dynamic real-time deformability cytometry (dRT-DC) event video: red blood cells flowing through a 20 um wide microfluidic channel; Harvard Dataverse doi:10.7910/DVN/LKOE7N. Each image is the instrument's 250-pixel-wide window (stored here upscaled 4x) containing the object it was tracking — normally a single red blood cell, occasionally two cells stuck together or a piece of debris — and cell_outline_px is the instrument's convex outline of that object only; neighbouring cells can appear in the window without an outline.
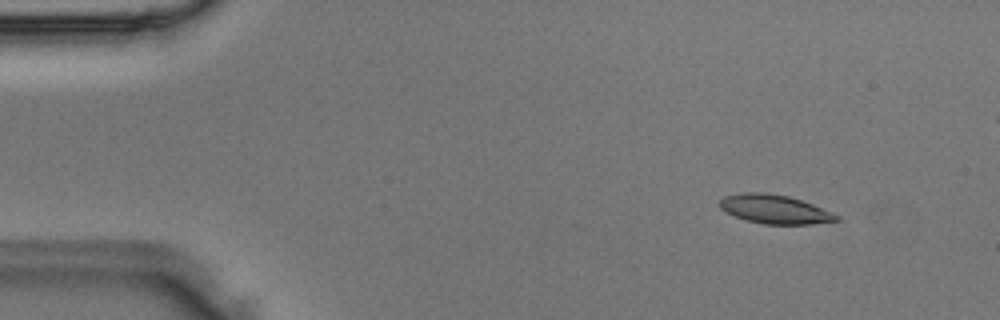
{"species": "Egyptian fruit bat (a non-hibernating species)", "species_latin": "Rousettus aegyptiacus", "temperature_condition": "room temperature", "stored_images_in_passage": 49, "camera_frame_rate_fps": 3000, "um_per_image_px": 0.085, "animal": {"sex": "male"}, "frame": {"image": 1, "passage_image": 5, "time_ms": 1.333, "image_size_px": [1000, 320], "cell_outline_px": [[840, 220], [812, 224], [764, 224], [748, 220], [736, 216], [720, 208], [720, 200], [724, 196], [744, 192], [768, 192], [788, 196], [812, 204], [832, 212], [840, 216]], "centroid_in_image_um": [65.87, 17.77], "position_along_channel_um": 19.1, "area_um2": 19.48}}
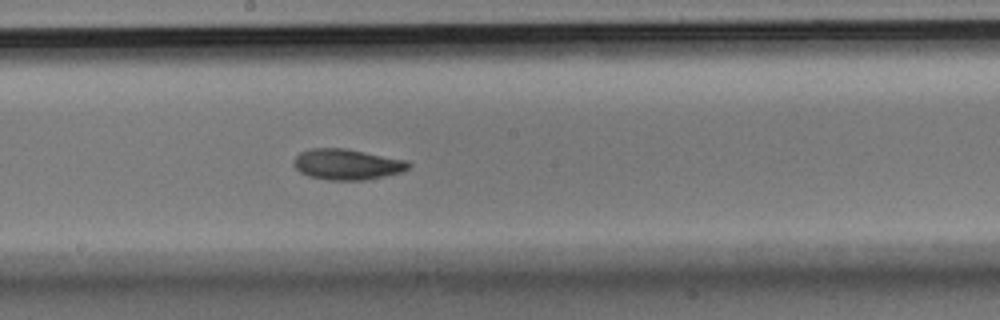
{"frame": {"image": 2, "passage_image": 26, "time_ms": 8.333, "image_size_px": [1000, 320], "cell_outline_px": [[412, 164], [404, 172], [364, 180], [328, 180], [308, 176], [300, 172], [292, 164], [296, 156], [300, 152], [312, 148], [344, 148], [408, 160]], "centroid_in_image_um": [29.51, 13.97], "position_along_channel_um": 218.7, "area_um2": 20.69}}
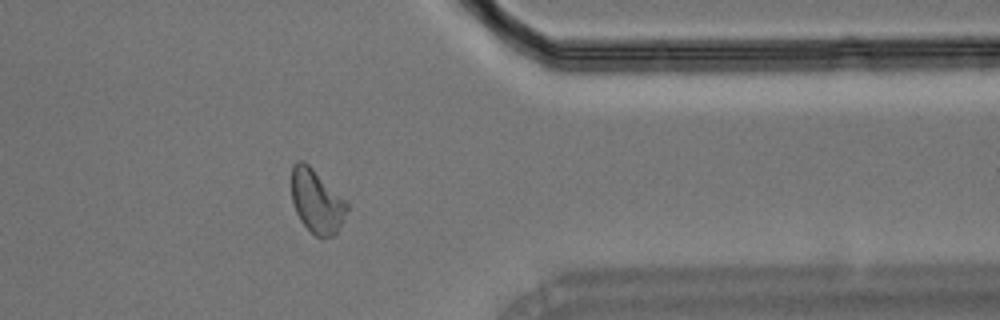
{"frame": {"image": 3, "passage_image": 39, "time_ms": 12.667, "image_size_px": [1000, 320], "cell_outline_px": [[348, 208], [336, 232], [332, 236], [324, 240], [320, 240], [300, 220], [296, 212], [292, 200], [292, 164], [296, 160], [304, 160], [348, 204]], "centroid_in_image_um": [26.88, 17.12], "position_along_channel_um": 384.5, "area_um2": 20.17}}